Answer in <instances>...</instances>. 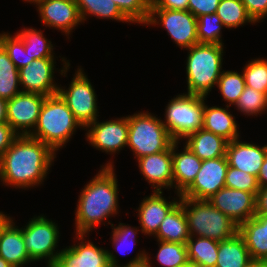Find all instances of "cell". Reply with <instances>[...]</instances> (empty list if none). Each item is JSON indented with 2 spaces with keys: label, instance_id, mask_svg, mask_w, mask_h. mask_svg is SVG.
Masks as SVG:
<instances>
[{
  "label": "cell",
  "instance_id": "cell-50",
  "mask_svg": "<svg viewBox=\"0 0 267 267\" xmlns=\"http://www.w3.org/2000/svg\"><path fill=\"white\" fill-rule=\"evenodd\" d=\"M8 214H4L0 211V232L3 227L12 219V217L7 216Z\"/></svg>",
  "mask_w": 267,
  "mask_h": 267
},
{
  "label": "cell",
  "instance_id": "cell-19",
  "mask_svg": "<svg viewBox=\"0 0 267 267\" xmlns=\"http://www.w3.org/2000/svg\"><path fill=\"white\" fill-rule=\"evenodd\" d=\"M177 196L178 198L168 201L165 196L163 197V191H153L141 200L136 211L142 234L154 236L157 233L168 212L180 201L181 195Z\"/></svg>",
  "mask_w": 267,
  "mask_h": 267
},
{
  "label": "cell",
  "instance_id": "cell-27",
  "mask_svg": "<svg viewBox=\"0 0 267 267\" xmlns=\"http://www.w3.org/2000/svg\"><path fill=\"white\" fill-rule=\"evenodd\" d=\"M252 261L249 250L239 233L219 242L215 267H248Z\"/></svg>",
  "mask_w": 267,
  "mask_h": 267
},
{
  "label": "cell",
  "instance_id": "cell-31",
  "mask_svg": "<svg viewBox=\"0 0 267 267\" xmlns=\"http://www.w3.org/2000/svg\"><path fill=\"white\" fill-rule=\"evenodd\" d=\"M216 14L227 29H236L247 23L256 24L241 0H220Z\"/></svg>",
  "mask_w": 267,
  "mask_h": 267
},
{
  "label": "cell",
  "instance_id": "cell-30",
  "mask_svg": "<svg viewBox=\"0 0 267 267\" xmlns=\"http://www.w3.org/2000/svg\"><path fill=\"white\" fill-rule=\"evenodd\" d=\"M19 86V69L0 45V98L12 99L22 92Z\"/></svg>",
  "mask_w": 267,
  "mask_h": 267
},
{
  "label": "cell",
  "instance_id": "cell-15",
  "mask_svg": "<svg viewBox=\"0 0 267 267\" xmlns=\"http://www.w3.org/2000/svg\"><path fill=\"white\" fill-rule=\"evenodd\" d=\"M55 58L34 59L19 69L22 92L38 93L45 96L58 94L59 85L55 82ZM55 70V71H54Z\"/></svg>",
  "mask_w": 267,
  "mask_h": 267
},
{
  "label": "cell",
  "instance_id": "cell-36",
  "mask_svg": "<svg viewBox=\"0 0 267 267\" xmlns=\"http://www.w3.org/2000/svg\"><path fill=\"white\" fill-rule=\"evenodd\" d=\"M0 45L18 69L30 64L34 60L33 57H30L28 51L25 50L24 42L17 33L14 35L8 32L0 33Z\"/></svg>",
  "mask_w": 267,
  "mask_h": 267
},
{
  "label": "cell",
  "instance_id": "cell-47",
  "mask_svg": "<svg viewBox=\"0 0 267 267\" xmlns=\"http://www.w3.org/2000/svg\"><path fill=\"white\" fill-rule=\"evenodd\" d=\"M255 215H267V186L256 194Z\"/></svg>",
  "mask_w": 267,
  "mask_h": 267
},
{
  "label": "cell",
  "instance_id": "cell-49",
  "mask_svg": "<svg viewBox=\"0 0 267 267\" xmlns=\"http://www.w3.org/2000/svg\"><path fill=\"white\" fill-rule=\"evenodd\" d=\"M7 122V100L0 98V123Z\"/></svg>",
  "mask_w": 267,
  "mask_h": 267
},
{
  "label": "cell",
  "instance_id": "cell-16",
  "mask_svg": "<svg viewBox=\"0 0 267 267\" xmlns=\"http://www.w3.org/2000/svg\"><path fill=\"white\" fill-rule=\"evenodd\" d=\"M41 23L69 34L83 23L75 0H41L36 4Z\"/></svg>",
  "mask_w": 267,
  "mask_h": 267
},
{
  "label": "cell",
  "instance_id": "cell-12",
  "mask_svg": "<svg viewBox=\"0 0 267 267\" xmlns=\"http://www.w3.org/2000/svg\"><path fill=\"white\" fill-rule=\"evenodd\" d=\"M86 140L89 144L110 155H115L128 143V116L99 122L98 118L89 124Z\"/></svg>",
  "mask_w": 267,
  "mask_h": 267
},
{
  "label": "cell",
  "instance_id": "cell-55",
  "mask_svg": "<svg viewBox=\"0 0 267 267\" xmlns=\"http://www.w3.org/2000/svg\"><path fill=\"white\" fill-rule=\"evenodd\" d=\"M46 267H59L56 263H47Z\"/></svg>",
  "mask_w": 267,
  "mask_h": 267
},
{
  "label": "cell",
  "instance_id": "cell-46",
  "mask_svg": "<svg viewBox=\"0 0 267 267\" xmlns=\"http://www.w3.org/2000/svg\"><path fill=\"white\" fill-rule=\"evenodd\" d=\"M143 249L139 251L133 259L125 265H120L119 267H153L151 261V256Z\"/></svg>",
  "mask_w": 267,
  "mask_h": 267
},
{
  "label": "cell",
  "instance_id": "cell-10",
  "mask_svg": "<svg viewBox=\"0 0 267 267\" xmlns=\"http://www.w3.org/2000/svg\"><path fill=\"white\" fill-rule=\"evenodd\" d=\"M144 25H162L181 49L186 50L199 43L197 18L188 10L150 9L149 18Z\"/></svg>",
  "mask_w": 267,
  "mask_h": 267
},
{
  "label": "cell",
  "instance_id": "cell-13",
  "mask_svg": "<svg viewBox=\"0 0 267 267\" xmlns=\"http://www.w3.org/2000/svg\"><path fill=\"white\" fill-rule=\"evenodd\" d=\"M46 97L21 92L7 100V123L18 135H29L34 130Z\"/></svg>",
  "mask_w": 267,
  "mask_h": 267
},
{
  "label": "cell",
  "instance_id": "cell-11",
  "mask_svg": "<svg viewBox=\"0 0 267 267\" xmlns=\"http://www.w3.org/2000/svg\"><path fill=\"white\" fill-rule=\"evenodd\" d=\"M87 234H75L77 244L61 249L55 263L59 267H119L113 251L86 240ZM86 240V241H84Z\"/></svg>",
  "mask_w": 267,
  "mask_h": 267
},
{
  "label": "cell",
  "instance_id": "cell-34",
  "mask_svg": "<svg viewBox=\"0 0 267 267\" xmlns=\"http://www.w3.org/2000/svg\"><path fill=\"white\" fill-rule=\"evenodd\" d=\"M157 263L161 267H184L189 261L186 244L157 240Z\"/></svg>",
  "mask_w": 267,
  "mask_h": 267
},
{
  "label": "cell",
  "instance_id": "cell-33",
  "mask_svg": "<svg viewBox=\"0 0 267 267\" xmlns=\"http://www.w3.org/2000/svg\"><path fill=\"white\" fill-rule=\"evenodd\" d=\"M216 87L228 106L235 105L245 87L243 72L223 70Z\"/></svg>",
  "mask_w": 267,
  "mask_h": 267
},
{
  "label": "cell",
  "instance_id": "cell-9",
  "mask_svg": "<svg viewBox=\"0 0 267 267\" xmlns=\"http://www.w3.org/2000/svg\"><path fill=\"white\" fill-rule=\"evenodd\" d=\"M58 94L84 129L100 116L95 89L81 66H78L67 89L59 85Z\"/></svg>",
  "mask_w": 267,
  "mask_h": 267
},
{
  "label": "cell",
  "instance_id": "cell-6",
  "mask_svg": "<svg viewBox=\"0 0 267 267\" xmlns=\"http://www.w3.org/2000/svg\"><path fill=\"white\" fill-rule=\"evenodd\" d=\"M158 118L148 111L128 115L127 147L134 153L136 160L168 150L175 142L161 118Z\"/></svg>",
  "mask_w": 267,
  "mask_h": 267
},
{
  "label": "cell",
  "instance_id": "cell-51",
  "mask_svg": "<svg viewBox=\"0 0 267 267\" xmlns=\"http://www.w3.org/2000/svg\"><path fill=\"white\" fill-rule=\"evenodd\" d=\"M248 267H267V261H252Z\"/></svg>",
  "mask_w": 267,
  "mask_h": 267
},
{
  "label": "cell",
  "instance_id": "cell-20",
  "mask_svg": "<svg viewBox=\"0 0 267 267\" xmlns=\"http://www.w3.org/2000/svg\"><path fill=\"white\" fill-rule=\"evenodd\" d=\"M225 156L230 167L258 177L267 156V144L261 147L252 142H242L238 138L228 142Z\"/></svg>",
  "mask_w": 267,
  "mask_h": 267
},
{
  "label": "cell",
  "instance_id": "cell-23",
  "mask_svg": "<svg viewBox=\"0 0 267 267\" xmlns=\"http://www.w3.org/2000/svg\"><path fill=\"white\" fill-rule=\"evenodd\" d=\"M253 261H267V215H255L238 226Z\"/></svg>",
  "mask_w": 267,
  "mask_h": 267
},
{
  "label": "cell",
  "instance_id": "cell-29",
  "mask_svg": "<svg viewBox=\"0 0 267 267\" xmlns=\"http://www.w3.org/2000/svg\"><path fill=\"white\" fill-rule=\"evenodd\" d=\"M82 22L90 16L132 23L112 0H75ZM88 17V18H87Z\"/></svg>",
  "mask_w": 267,
  "mask_h": 267
},
{
  "label": "cell",
  "instance_id": "cell-40",
  "mask_svg": "<svg viewBox=\"0 0 267 267\" xmlns=\"http://www.w3.org/2000/svg\"><path fill=\"white\" fill-rule=\"evenodd\" d=\"M133 23L145 24L149 18L151 0H112Z\"/></svg>",
  "mask_w": 267,
  "mask_h": 267
},
{
  "label": "cell",
  "instance_id": "cell-39",
  "mask_svg": "<svg viewBox=\"0 0 267 267\" xmlns=\"http://www.w3.org/2000/svg\"><path fill=\"white\" fill-rule=\"evenodd\" d=\"M112 227V237H111V241H112V248L114 246V249H116L117 253H129L133 248L134 245L137 243L138 240H136L137 234L138 232L141 230H139V227H132L129 226V224H124V223H120L118 224V226L111 223L110 220L108 221V223L106 225H110ZM138 228V229H137ZM130 250V251H129Z\"/></svg>",
  "mask_w": 267,
  "mask_h": 267
},
{
  "label": "cell",
  "instance_id": "cell-22",
  "mask_svg": "<svg viewBox=\"0 0 267 267\" xmlns=\"http://www.w3.org/2000/svg\"><path fill=\"white\" fill-rule=\"evenodd\" d=\"M15 225L12 218L0 232V257L13 267H25L33 261L26 250L22 228Z\"/></svg>",
  "mask_w": 267,
  "mask_h": 267
},
{
  "label": "cell",
  "instance_id": "cell-7",
  "mask_svg": "<svg viewBox=\"0 0 267 267\" xmlns=\"http://www.w3.org/2000/svg\"><path fill=\"white\" fill-rule=\"evenodd\" d=\"M205 100L206 97L185 92L168 102L162 122L175 141L182 142L186 136L202 128Z\"/></svg>",
  "mask_w": 267,
  "mask_h": 267
},
{
  "label": "cell",
  "instance_id": "cell-24",
  "mask_svg": "<svg viewBox=\"0 0 267 267\" xmlns=\"http://www.w3.org/2000/svg\"><path fill=\"white\" fill-rule=\"evenodd\" d=\"M185 145L202 161L226 155L228 140L200 128L186 136Z\"/></svg>",
  "mask_w": 267,
  "mask_h": 267
},
{
  "label": "cell",
  "instance_id": "cell-38",
  "mask_svg": "<svg viewBox=\"0 0 267 267\" xmlns=\"http://www.w3.org/2000/svg\"><path fill=\"white\" fill-rule=\"evenodd\" d=\"M245 86L267 94V59L255 58L243 68Z\"/></svg>",
  "mask_w": 267,
  "mask_h": 267
},
{
  "label": "cell",
  "instance_id": "cell-45",
  "mask_svg": "<svg viewBox=\"0 0 267 267\" xmlns=\"http://www.w3.org/2000/svg\"><path fill=\"white\" fill-rule=\"evenodd\" d=\"M151 9L188 10V0H151Z\"/></svg>",
  "mask_w": 267,
  "mask_h": 267
},
{
  "label": "cell",
  "instance_id": "cell-3",
  "mask_svg": "<svg viewBox=\"0 0 267 267\" xmlns=\"http://www.w3.org/2000/svg\"><path fill=\"white\" fill-rule=\"evenodd\" d=\"M84 129L59 94L47 96L36 126L29 134L48 145L55 153L65 146L78 129Z\"/></svg>",
  "mask_w": 267,
  "mask_h": 267
},
{
  "label": "cell",
  "instance_id": "cell-18",
  "mask_svg": "<svg viewBox=\"0 0 267 267\" xmlns=\"http://www.w3.org/2000/svg\"><path fill=\"white\" fill-rule=\"evenodd\" d=\"M139 171L153 191L173 188L172 146L165 151L137 159Z\"/></svg>",
  "mask_w": 267,
  "mask_h": 267
},
{
  "label": "cell",
  "instance_id": "cell-48",
  "mask_svg": "<svg viewBox=\"0 0 267 267\" xmlns=\"http://www.w3.org/2000/svg\"><path fill=\"white\" fill-rule=\"evenodd\" d=\"M257 181L260 188L267 186V156L265 157L264 162L260 168Z\"/></svg>",
  "mask_w": 267,
  "mask_h": 267
},
{
  "label": "cell",
  "instance_id": "cell-2",
  "mask_svg": "<svg viewBox=\"0 0 267 267\" xmlns=\"http://www.w3.org/2000/svg\"><path fill=\"white\" fill-rule=\"evenodd\" d=\"M113 163L100 166V171L82 188L75 211V234L89 235L93 228L105 225L104 221L118 214L119 188Z\"/></svg>",
  "mask_w": 267,
  "mask_h": 267
},
{
  "label": "cell",
  "instance_id": "cell-5",
  "mask_svg": "<svg viewBox=\"0 0 267 267\" xmlns=\"http://www.w3.org/2000/svg\"><path fill=\"white\" fill-rule=\"evenodd\" d=\"M190 236H200L217 241L230 239L238 233V225L208 200L180 198Z\"/></svg>",
  "mask_w": 267,
  "mask_h": 267
},
{
  "label": "cell",
  "instance_id": "cell-17",
  "mask_svg": "<svg viewBox=\"0 0 267 267\" xmlns=\"http://www.w3.org/2000/svg\"><path fill=\"white\" fill-rule=\"evenodd\" d=\"M208 201L238 226L255 216L256 196L251 192L223 187Z\"/></svg>",
  "mask_w": 267,
  "mask_h": 267
},
{
  "label": "cell",
  "instance_id": "cell-28",
  "mask_svg": "<svg viewBox=\"0 0 267 267\" xmlns=\"http://www.w3.org/2000/svg\"><path fill=\"white\" fill-rule=\"evenodd\" d=\"M186 248L190 262L202 267L216 266L219 241L206 237L190 236L186 242Z\"/></svg>",
  "mask_w": 267,
  "mask_h": 267
},
{
  "label": "cell",
  "instance_id": "cell-8",
  "mask_svg": "<svg viewBox=\"0 0 267 267\" xmlns=\"http://www.w3.org/2000/svg\"><path fill=\"white\" fill-rule=\"evenodd\" d=\"M22 228V236L26 250L33 262L55 263L61 252L58 247L60 230L58 224L46 216H34ZM58 249V250H55Z\"/></svg>",
  "mask_w": 267,
  "mask_h": 267
},
{
  "label": "cell",
  "instance_id": "cell-21",
  "mask_svg": "<svg viewBox=\"0 0 267 267\" xmlns=\"http://www.w3.org/2000/svg\"><path fill=\"white\" fill-rule=\"evenodd\" d=\"M178 144L180 141H175L172 144L173 187L176 195H181L195 180L201 168L202 160L185 144H183V151L177 150Z\"/></svg>",
  "mask_w": 267,
  "mask_h": 267
},
{
  "label": "cell",
  "instance_id": "cell-43",
  "mask_svg": "<svg viewBox=\"0 0 267 267\" xmlns=\"http://www.w3.org/2000/svg\"><path fill=\"white\" fill-rule=\"evenodd\" d=\"M248 14L257 22L267 17V0H241Z\"/></svg>",
  "mask_w": 267,
  "mask_h": 267
},
{
  "label": "cell",
  "instance_id": "cell-35",
  "mask_svg": "<svg viewBox=\"0 0 267 267\" xmlns=\"http://www.w3.org/2000/svg\"><path fill=\"white\" fill-rule=\"evenodd\" d=\"M223 27L225 28L216 13L197 17L199 43L224 45L221 35Z\"/></svg>",
  "mask_w": 267,
  "mask_h": 267
},
{
  "label": "cell",
  "instance_id": "cell-14",
  "mask_svg": "<svg viewBox=\"0 0 267 267\" xmlns=\"http://www.w3.org/2000/svg\"><path fill=\"white\" fill-rule=\"evenodd\" d=\"M226 156L202 161L201 168L193 183L181 194L183 198L208 200L225 187L228 169Z\"/></svg>",
  "mask_w": 267,
  "mask_h": 267
},
{
  "label": "cell",
  "instance_id": "cell-41",
  "mask_svg": "<svg viewBox=\"0 0 267 267\" xmlns=\"http://www.w3.org/2000/svg\"><path fill=\"white\" fill-rule=\"evenodd\" d=\"M225 187L251 192L255 196L260 190L256 176L230 166L226 172Z\"/></svg>",
  "mask_w": 267,
  "mask_h": 267
},
{
  "label": "cell",
  "instance_id": "cell-4",
  "mask_svg": "<svg viewBox=\"0 0 267 267\" xmlns=\"http://www.w3.org/2000/svg\"><path fill=\"white\" fill-rule=\"evenodd\" d=\"M224 45L198 43L190 47L186 60L187 94L207 98L222 73Z\"/></svg>",
  "mask_w": 267,
  "mask_h": 267
},
{
  "label": "cell",
  "instance_id": "cell-42",
  "mask_svg": "<svg viewBox=\"0 0 267 267\" xmlns=\"http://www.w3.org/2000/svg\"><path fill=\"white\" fill-rule=\"evenodd\" d=\"M220 0H188V11L196 18L215 14Z\"/></svg>",
  "mask_w": 267,
  "mask_h": 267
},
{
  "label": "cell",
  "instance_id": "cell-1",
  "mask_svg": "<svg viewBox=\"0 0 267 267\" xmlns=\"http://www.w3.org/2000/svg\"><path fill=\"white\" fill-rule=\"evenodd\" d=\"M56 153L30 135H18L0 157V180L13 188L39 186L47 177Z\"/></svg>",
  "mask_w": 267,
  "mask_h": 267
},
{
  "label": "cell",
  "instance_id": "cell-37",
  "mask_svg": "<svg viewBox=\"0 0 267 267\" xmlns=\"http://www.w3.org/2000/svg\"><path fill=\"white\" fill-rule=\"evenodd\" d=\"M234 106L245 116H258L267 111V94L245 86Z\"/></svg>",
  "mask_w": 267,
  "mask_h": 267
},
{
  "label": "cell",
  "instance_id": "cell-25",
  "mask_svg": "<svg viewBox=\"0 0 267 267\" xmlns=\"http://www.w3.org/2000/svg\"><path fill=\"white\" fill-rule=\"evenodd\" d=\"M229 107L228 105L225 108L220 106L209 107L204 103L202 128L222 136L230 142L240 138V133L235 116L229 112Z\"/></svg>",
  "mask_w": 267,
  "mask_h": 267
},
{
  "label": "cell",
  "instance_id": "cell-54",
  "mask_svg": "<svg viewBox=\"0 0 267 267\" xmlns=\"http://www.w3.org/2000/svg\"><path fill=\"white\" fill-rule=\"evenodd\" d=\"M23 1L28 2V3L30 2L31 4L34 3V5H36L41 0H23Z\"/></svg>",
  "mask_w": 267,
  "mask_h": 267
},
{
  "label": "cell",
  "instance_id": "cell-52",
  "mask_svg": "<svg viewBox=\"0 0 267 267\" xmlns=\"http://www.w3.org/2000/svg\"><path fill=\"white\" fill-rule=\"evenodd\" d=\"M0 267H13L4 258L0 257Z\"/></svg>",
  "mask_w": 267,
  "mask_h": 267
},
{
  "label": "cell",
  "instance_id": "cell-53",
  "mask_svg": "<svg viewBox=\"0 0 267 267\" xmlns=\"http://www.w3.org/2000/svg\"><path fill=\"white\" fill-rule=\"evenodd\" d=\"M184 267H202L199 264L188 261Z\"/></svg>",
  "mask_w": 267,
  "mask_h": 267
},
{
  "label": "cell",
  "instance_id": "cell-26",
  "mask_svg": "<svg viewBox=\"0 0 267 267\" xmlns=\"http://www.w3.org/2000/svg\"><path fill=\"white\" fill-rule=\"evenodd\" d=\"M153 237L161 241L186 244L190 233L187 218L180 202L168 212Z\"/></svg>",
  "mask_w": 267,
  "mask_h": 267
},
{
  "label": "cell",
  "instance_id": "cell-32",
  "mask_svg": "<svg viewBox=\"0 0 267 267\" xmlns=\"http://www.w3.org/2000/svg\"><path fill=\"white\" fill-rule=\"evenodd\" d=\"M24 42L25 50L28 51L30 57L34 59L55 58L53 49L55 48L50 40L44 37L41 30L35 28H23L17 32Z\"/></svg>",
  "mask_w": 267,
  "mask_h": 267
},
{
  "label": "cell",
  "instance_id": "cell-44",
  "mask_svg": "<svg viewBox=\"0 0 267 267\" xmlns=\"http://www.w3.org/2000/svg\"><path fill=\"white\" fill-rule=\"evenodd\" d=\"M18 134L7 123H0V157L12 145Z\"/></svg>",
  "mask_w": 267,
  "mask_h": 267
}]
</instances>
